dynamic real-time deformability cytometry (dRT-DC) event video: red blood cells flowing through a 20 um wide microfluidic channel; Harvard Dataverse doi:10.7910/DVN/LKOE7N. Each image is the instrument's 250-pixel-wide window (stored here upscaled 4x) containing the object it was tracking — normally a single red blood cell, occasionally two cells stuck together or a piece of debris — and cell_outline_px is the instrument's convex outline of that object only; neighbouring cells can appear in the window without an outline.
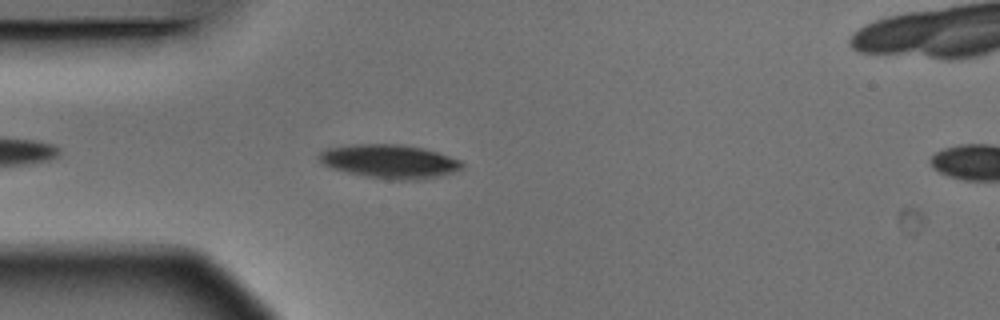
{"species": "Egyptian fruit bat (a non-hibernating species)", "species_latin": "Rousettus aegyptiacus", "temperature_condition": "warm", "stored_images_in_passage": 5, "segment_of_instrument_passage": [1, 2], "camera_frame_rate_fps": 3000, "um_per_image_px": 0.085, "animal": {"sex": "male"}, "frame": {"image": 1, "passage_image": 4, "time_ms": 1.0, "image_size_px": [1000, 320], "cell_outline_px": [[464, 168], [452, 172], [436, 176], [416, 180], [388, 180], [364, 176], [332, 168], [320, 164], [320, 152], [328, 148], [352, 144], [400, 144], [424, 148], [460, 160], [464, 164]], "centroid_in_image_um": [33.1, 13.72], "position_along_channel_um": 51.9, "area_um2": 28.03}}